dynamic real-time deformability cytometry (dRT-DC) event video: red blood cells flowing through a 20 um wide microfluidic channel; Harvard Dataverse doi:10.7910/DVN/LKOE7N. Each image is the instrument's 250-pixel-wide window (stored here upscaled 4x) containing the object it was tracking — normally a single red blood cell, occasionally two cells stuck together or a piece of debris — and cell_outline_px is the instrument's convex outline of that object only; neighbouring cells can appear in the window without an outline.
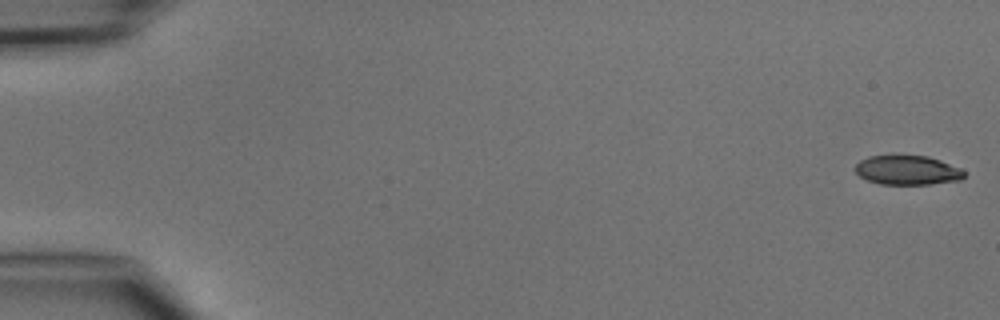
{"species": "common noctule bat (a hibernating species)", "species_latin": "Nyctalus noctula", "temperature_condition": "cold", "stored_images_in_passage": 5, "camera_frame_rate_fps": 3000, "um_per_image_px": 0.085, "animal": {"sex": "male", "body_mass_g": 15.6}, "frame": {"image": 1, "passage_image": 1, "time_ms": 0.0, "image_size_px": [1000, 320], "cell_outline_px": [[964, 176], [960, 180], [932, 184], [880, 184], [868, 180], [860, 176], [852, 168], [860, 160], [868, 156], [928, 156], [940, 160], [960, 168], [964, 172]], "centroid_in_image_um": [77.11, 14.47], "position_along_channel_um": 7.9, "area_um2": 18.55}}